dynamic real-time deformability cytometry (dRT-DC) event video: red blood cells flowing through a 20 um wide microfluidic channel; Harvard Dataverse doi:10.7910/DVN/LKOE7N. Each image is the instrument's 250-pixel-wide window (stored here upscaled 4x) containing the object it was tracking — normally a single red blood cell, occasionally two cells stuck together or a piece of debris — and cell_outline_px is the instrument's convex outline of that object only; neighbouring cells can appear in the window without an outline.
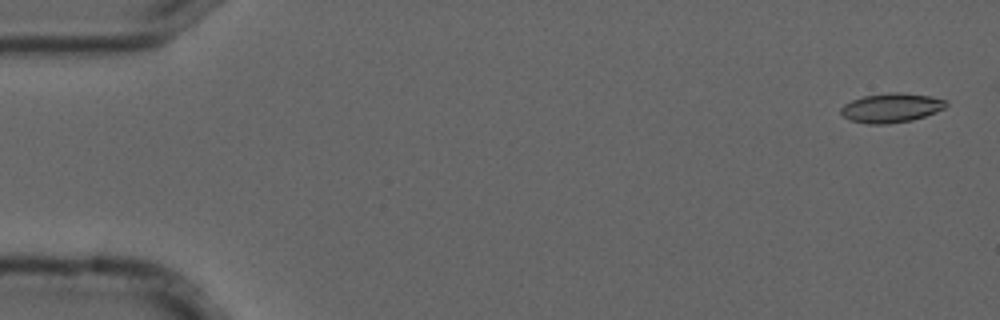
{"species": "common noctule bat (a hibernating species)", "species_latin": "Nyctalus noctula", "temperature_condition": "cold", "stored_images_in_passage": 3, "camera_frame_rate_fps": 3000, "um_per_image_px": 0.085, "animal": {"sex": "male", "forearm_length_mm": 52.5}, "frame": {"image": 1, "passage_image": 1, "time_ms": 0.0, "image_size_px": [1000, 320], "cell_outline_px": [[948, 104], [944, 108], [936, 112], [912, 120], [888, 124], [868, 124], [848, 120], [840, 112], [840, 108], [844, 104], [852, 100], [864, 96], [888, 92], [900, 92], [932, 96], [948, 100]], "centroid_in_image_um": [75.76, 9.16], "position_along_channel_um": 9.2, "area_um2": 18.15}}